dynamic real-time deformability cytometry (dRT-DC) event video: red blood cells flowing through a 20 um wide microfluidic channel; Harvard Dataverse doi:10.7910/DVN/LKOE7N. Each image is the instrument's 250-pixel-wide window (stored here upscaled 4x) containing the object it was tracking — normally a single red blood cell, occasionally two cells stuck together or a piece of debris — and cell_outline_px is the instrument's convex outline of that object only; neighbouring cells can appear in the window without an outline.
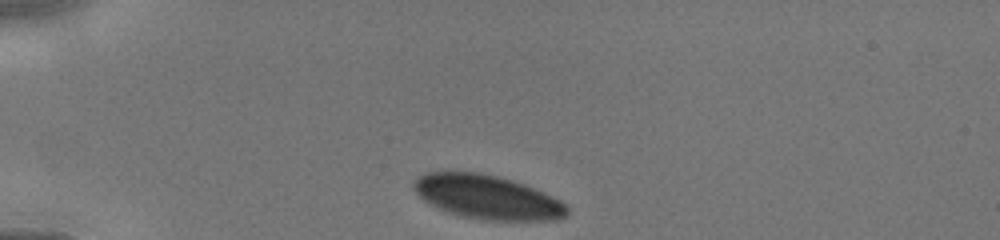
{"species": "human", "species_latin": "Homo sapiens", "temperature_condition": "cold", "stored_images_in_passage": 21, "camera_frame_rate_fps": 3000, "um_per_image_px": 0.085, "donor": {"sex": "male"}, "frame": {"image": 1, "passage_image": 1, "time_ms": 0.0, "image_size_px": [1000, 240], "cell_outline_px": [[568, 212], [564, 216], [556, 220], [484, 220], [460, 216], [436, 208], [428, 204], [412, 188], [412, 180], [424, 172], [476, 172], [500, 176], [524, 184], [544, 192], [560, 200], [568, 208]], "centroid_in_image_um": [41.37, 16.75], "position_along_channel_um": 43.6, "area_um2": 39.48}}
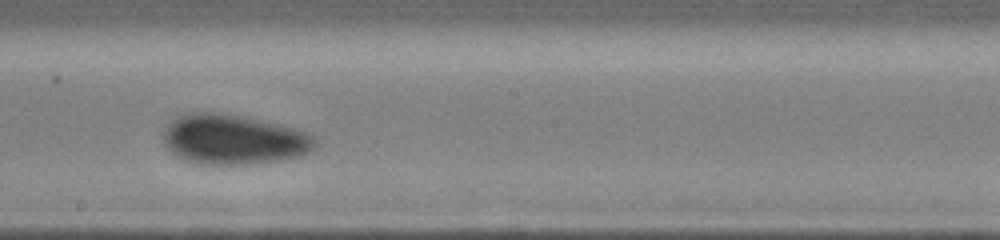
{"frame": {"image": 2, "passage_image": 12, "time_ms": 5.0, "image_size_px": [1000, 240], "cell_outline_px": [[316, 144], [308, 152], [300, 156], [280, 160], [252, 164], [200, 164], [176, 156], [164, 144], [164, 132], [168, 124], [176, 116], [188, 112], [220, 112], [260, 120], [292, 128], [304, 132], [312, 136], [316, 140]], "centroid_in_image_um": [19.81, 11.85], "position_along_channel_um": 228.4, "area_um2": 43.81}}
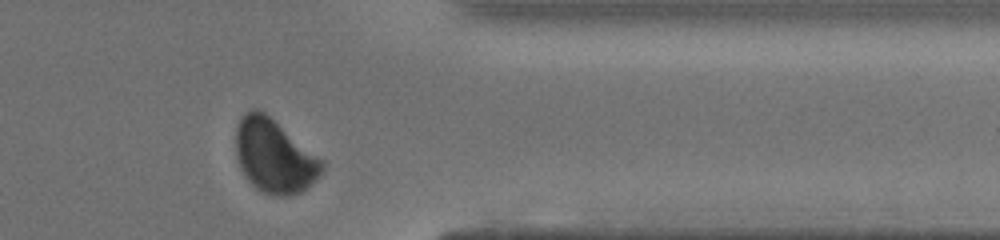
{"frame": {"image": 3, "passage_image": 20, "time_ms": 8.667, "image_size_px": [1000, 240], "cell_outline_px": [[324, 168], [300, 192], [288, 196], [276, 196], [260, 192], [244, 176], [240, 168], [236, 156], [236, 128], [244, 112], [252, 108], [260, 108], [324, 160]], "centroid_in_image_um": [23.28, 13.24], "position_along_channel_um": 388.1, "area_um2": 36.88}}